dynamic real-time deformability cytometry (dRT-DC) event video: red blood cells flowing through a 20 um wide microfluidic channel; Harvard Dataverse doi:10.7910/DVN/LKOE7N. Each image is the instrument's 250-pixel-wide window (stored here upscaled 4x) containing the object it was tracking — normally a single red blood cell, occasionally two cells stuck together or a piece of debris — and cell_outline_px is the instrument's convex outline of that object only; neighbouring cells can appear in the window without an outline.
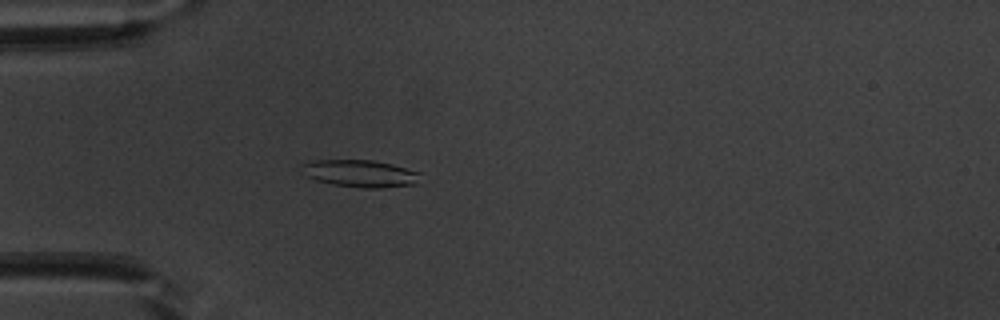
{"species": "common noctule bat (a hibernating species)", "species_latin": "Nyctalus noctula", "temperature_condition": "warm", "stored_images_in_passage": 45, "camera_frame_rate_fps": 3000, "um_per_image_px": 0.085, "animal": {"sex": "male", "body_mass_g": 20.1, "forearm_length_mm": 53.5}, "frame": {"image": 1, "passage_image": 8, "time_ms": 2.333, "image_size_px": [1000, 320], "cell_outline_px": [[420, 172], [416, 184], [380, 188], [360, 188], [332, 184], [316, 180], [308, 176], [300, 164], [312, 160], [372, 160], [392, 164]], "centroid_in_image_um": [30.62, 14.74], "position_along_channel_um": 54.4, "area_um2": 18.67}}
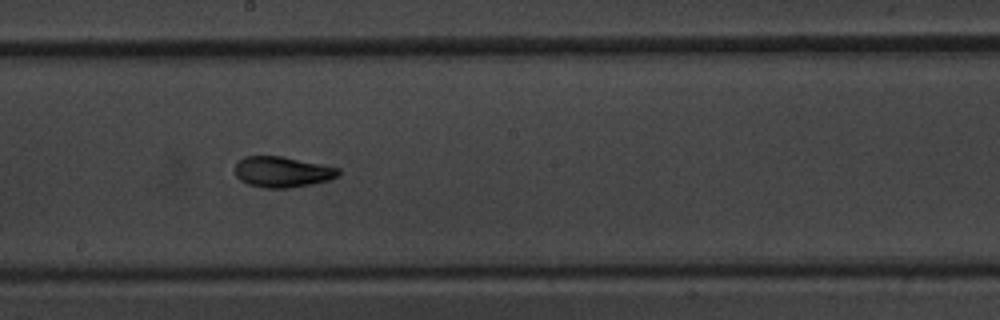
{"frame": {"image": 2, "passage_image": 22, "time_ms": 7.0, "image_size_px": [1000, 320], "cell_outline_px": [[340, 172], [336, 176], [328, 180], [312, 184], [288, 188], [264, 188], [248, 184], [240, 180], [236, 176], [236, 164], [244, 156], [280, 156], [340, 168]], "centroid_in_image_um": [23.98, 14.62], "position_along_channel_um": 224.2, "area_um2": 18.32}}
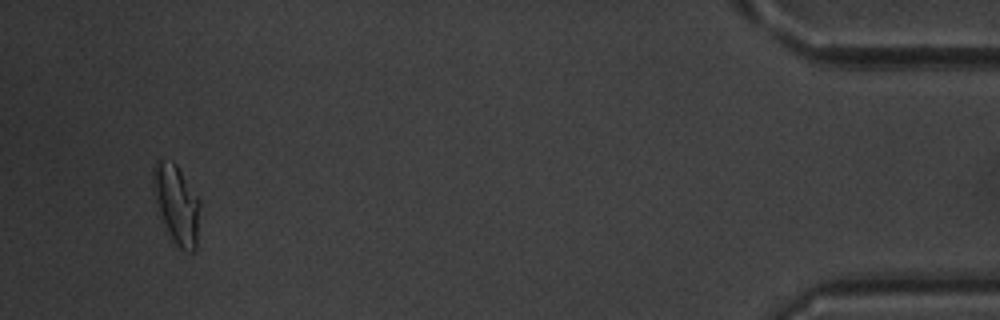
{"frame": {"image": 3, "passage_image": 43, "time_ms": 14.0, "image_size_px": [1000, 320], "cell_outline_px": [[200, 204], [196, 252], [188, 252], [172, 244], [156, 212], [152, 188], [152, 168], [156, 160], [172, 160], [176, 164], [200, 200]], "centroid_in_image_um": [14.96, 17.4], "position_along_channel_um": 420.2, "area_um2": 22.48}, "authors_computed_cell_mechanics": {"area_um2": 18.3804, "velocity_mm_per_s": 3.8154, "shape_relaxation_time_tau1_ms": 4.8088, "shape_relaxation_time_tau2_ms": 2.1532, "deformation_change_tau1": 0.1806, "deformation_change_tau2": 0.0781}}